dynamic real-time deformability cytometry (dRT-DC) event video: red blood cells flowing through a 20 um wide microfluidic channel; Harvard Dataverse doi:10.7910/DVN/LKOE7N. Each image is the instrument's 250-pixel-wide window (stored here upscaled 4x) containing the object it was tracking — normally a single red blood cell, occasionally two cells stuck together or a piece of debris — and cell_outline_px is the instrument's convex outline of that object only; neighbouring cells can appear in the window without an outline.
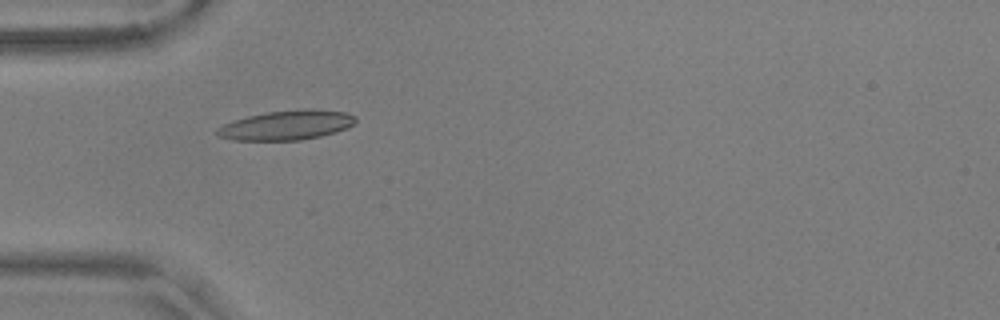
{"species": "common noctule bat (a hibernating species)", "species_latin": "Nyctalus noctula", "temperature_condition": "warm", "stored_images_in_passage": 4, "camera_frame_rate_fps": 3000, "um_per_image_px": 0.085, "animal": {"sex": "male", "body_mass_g": 17.9, "forearm_length_mm": 54.2}, "frame": {"image": 1, "passage_image": 1, "time_ms": 0.0, "image_size_px": [1000, 320], "cell_outline_px": [[356, 120], [348, 128], [336, 132], [320, 136], [300, 140], [232, 140], [216, 136], [216, 128], [232, 120], [248, 116], [268, 112], [344, 112], [356, 116]], "centroid_in_image_um": [24.25, 10.7], "position_along_channel_um": 60.7, "area_um2": 22.77}}